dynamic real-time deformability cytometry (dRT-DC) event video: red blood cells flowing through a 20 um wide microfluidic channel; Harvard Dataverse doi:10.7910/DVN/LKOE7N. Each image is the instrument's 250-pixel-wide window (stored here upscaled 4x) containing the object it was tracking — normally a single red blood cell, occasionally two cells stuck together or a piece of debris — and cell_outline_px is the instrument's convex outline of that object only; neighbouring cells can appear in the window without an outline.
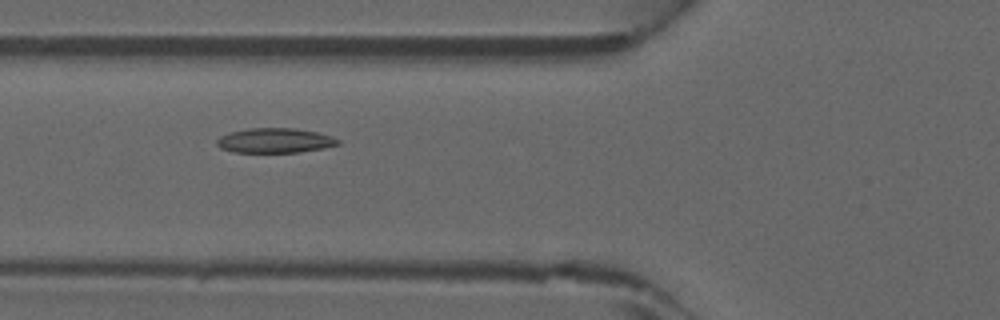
{"species": "common noctule bat (a hibernating species)", "species_latin": "Nyctalus noctula", "temperature_condition": "warm", "stored_images_in_passage": 35, "camera_frame_rate_fps": 3000, "um_per_image_px": 0.085, "animal": {"sex": "male", "forearm_length_mm": 52.5}, "frame": {"image": 1, "passage_image": 7, "time_ms": 2.0, "image_size_px": [1000, 320], "cell_outline_px": [[340, 144], [324, 148], [300, 152], [236, 152], [220, 148], [216, 144], [216, 140], [220, 136], [228, 132], [248, 128], [296, 128], [316, 132], [332, 136], [340, 140]], "centroid_in_image_um": [23.36, 11.94], "position_along_channel_um": 102.4, "area_um2": 17.57}}
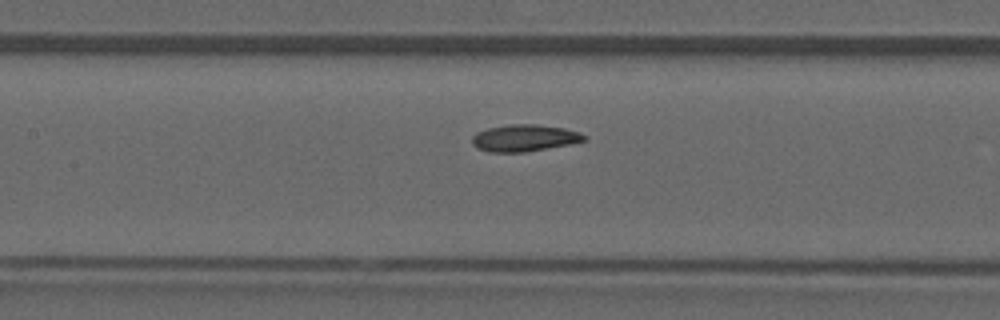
{"frame": {"image": 2, "passage_image": 11, "time_ms": 3.333, "image_size_px": [1000, 320], "cell_outline_px": [[588, 140], [568, 144], [524, 152], [488, 152], [476, 148], [472, 144], [472, 136], [476, 132], [488, 128], [508, 124], [536, 124], [564, 128], [580, 132], [588, 136]], "centroid_in_image_um": [44.56, 11.72], "position_along_channel_um": 162.8, "area_um2": 17.63}}
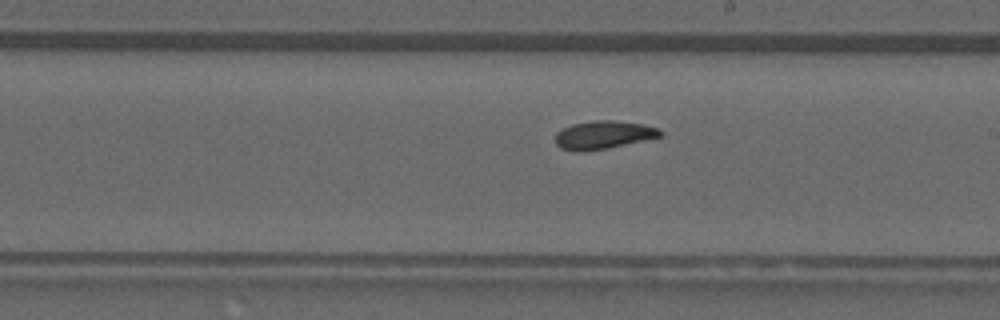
{"frame": {"image": 3, "passage_image": 16, "time_ms": 5.0, "image_size_px": [1000, 320], "cell_outline_px": [[664, 136], [608, 148], [576, 152], [560, 148], [556, 144], [556, 132], [572, 124], [592, 120], [612, 120], [644, 124], [660, 128], [664, 132]], "centroid_in_image_um": [51.34, 11.46], "position_along_channel_um": 237.7, "area_um2": 17.4}}